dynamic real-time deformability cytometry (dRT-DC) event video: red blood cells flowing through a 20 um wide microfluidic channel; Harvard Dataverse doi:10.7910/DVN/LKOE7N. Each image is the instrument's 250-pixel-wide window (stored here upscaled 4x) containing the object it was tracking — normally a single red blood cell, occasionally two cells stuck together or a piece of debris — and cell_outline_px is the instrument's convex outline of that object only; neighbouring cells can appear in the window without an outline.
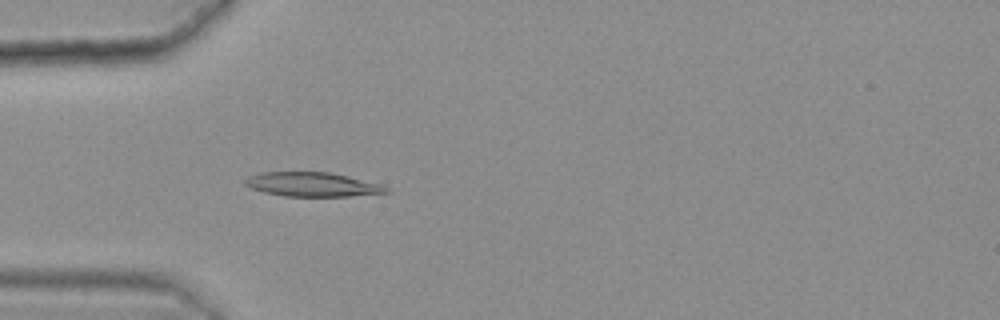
{"species": "common noctule bat (a hibernating species)", "species_latin": "Nyctalus noctula", "temperature_condition": "warm", "stored_images_in_passage": 47, "camera_frame_rate_fps": 3000, "um_per_image_px": 0.085, "animal": {"sex": "female", "body_mass_g": 25.1}, "frame": {"image": 1, "passage_image": 16, "time_ms": 5.0, "image_size_px": [1000, 320], "cell_outline_px": [[392, 192], [348, 196], [284, 196], [264, 192], [252, 188], [244, 184], [244, 180], [248, 176], [260, 172], [328, 172], [380, 184], [388, 188]], "centroid_in_image_um": [26.51, 15.68], "position_along_channel_um": 58.5, "area_um2": 19.71}}
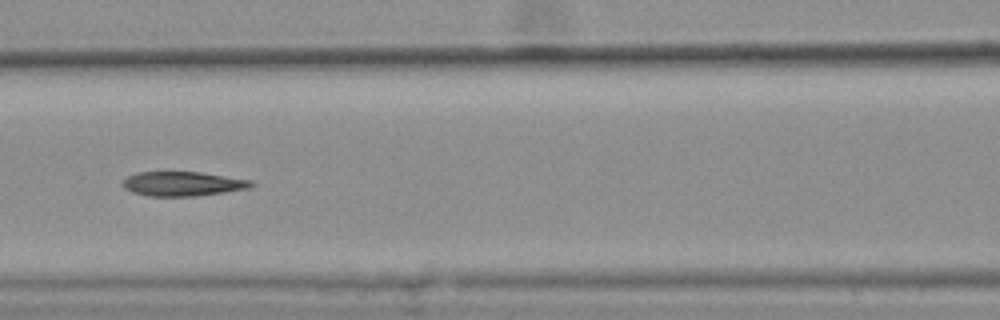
{"frame": {"image": 2, "passage_image": 24, "time_ms": 7.667, "image_size_px": [1000, 320], "cell_outline_px": [[256, 184], [248, 188], [224, 192], [192, 196], [148, 196], [132, 192], [124, 188], [120, 184], [128, 176], [136, 172], [200, 172], [252, 180]], "centroid_in_image_um": [15.51, 15.62], "position_along_channel_um": 151.1, "area_um2": 18.26}}
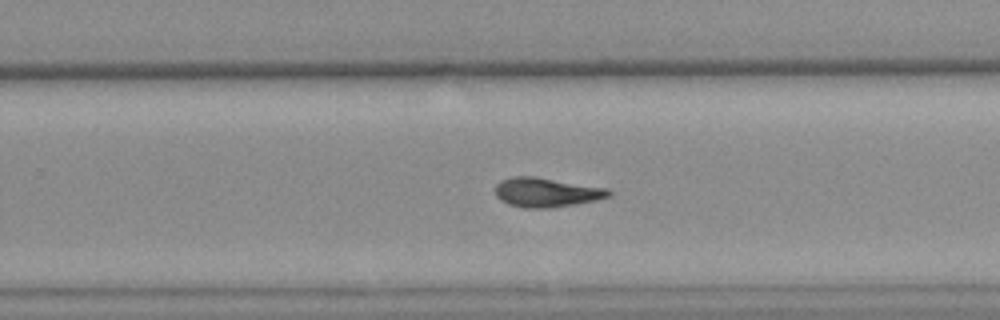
{"frame": {"image": 3, "passage_image": 35, "time_ms": 11.333, "image_size_px": [1000, 320], "cell_outline_px": [[612, 196], [596, 200], [552, 208], [524, 208], [508, 204], [500, 200], [496, 196], [496, 184], [500, 180], [512, 176], [536, 176], [608, 188], [612, 192]], "centroid_in_image_um": [46.45, 16.34], "position_along_channel_um": 283.4, "area_um2": 19.65}, "authors_computed_cell_mechanics": {"area_um2": 19.2474, "velocity_mm_per_s": 3.6232, "shape_relaxation_time_tau1_ms": null, "shape_relaxation_time_tau2_ms": 7.5277, "deformation_change_tau1": null, "deformation_change_tau2": 0.1578}}